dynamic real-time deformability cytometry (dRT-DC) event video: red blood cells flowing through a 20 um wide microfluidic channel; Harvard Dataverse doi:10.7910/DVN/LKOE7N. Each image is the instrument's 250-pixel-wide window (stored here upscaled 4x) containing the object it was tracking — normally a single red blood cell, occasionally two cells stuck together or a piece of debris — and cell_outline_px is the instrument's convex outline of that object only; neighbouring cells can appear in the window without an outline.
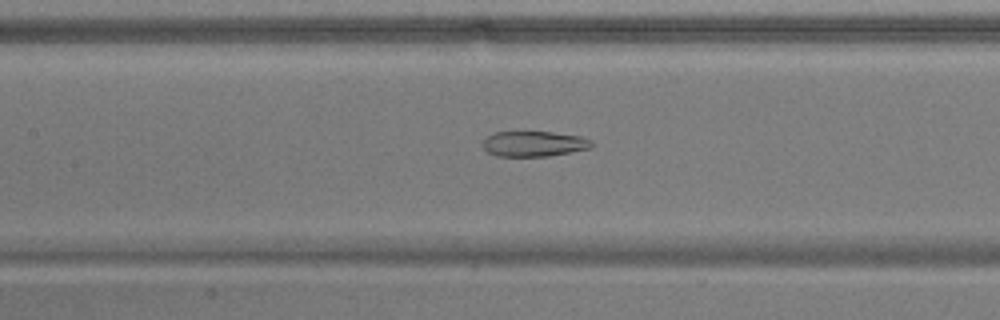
{"species": "common noctule bat (a hibernating species)", "species_latin": "Nyctalus noctula", "temperature_condition": "warm", "stored_images_in_passage": 54, "camera_frame_rate_fps": 3000, "um_per_image_px": 0.085, "animal": {"sex": "male", "body_mass_g": 17.9}, "frame": {"image": 1, "passage_image": 25, "time_ms": 8.0, "image_size_px": [1000, 320], "cell_outline_px": [[592, 148], [548, 156], [496, 156], [488, 152], [484, 148], [484, 140], [488, 136], [496, 132], [552, 132], [580, 136], [592, 140]], "centroid_in_image_um": [45.41, 12.22], "position_along_channel_um": 162.0, "area_um2": 15.95}}
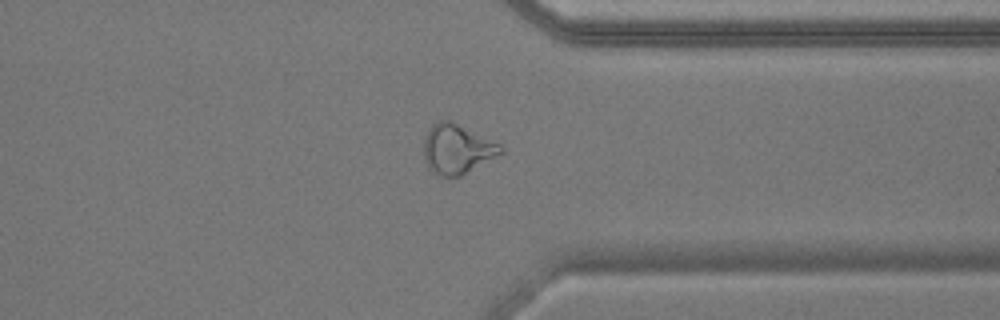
{"frame": {"image": 2, "passage_image": 42, "time_ms": 13.667, "image_size_px": [1000, 320], "cell_outline_px": [[504, 152], [460, 176], [440, 176], [428, 168], [424, 160], [424, 136], [428, 128], [436, 120], [452, 120], [500, 144], [504, 148]], "centroid_in_image_um": [38.82, 12.64], "position_along_channel_um": 372.6, "area_um2": 22.37}}
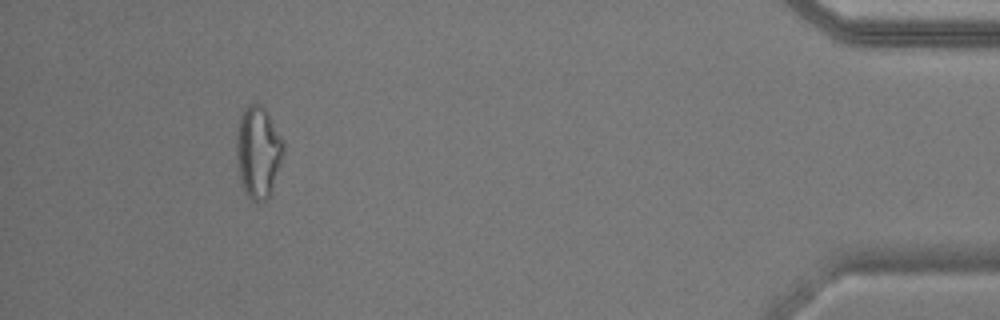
{"frame": {"image": 3, "passage_image": 50, "time_ms": 16.333, "image_size_px": [1000, 320], "cell_outline_px": [[284, 152], [268, 200], [252, 200], [244, 192], [240, 176], [236, 156], [236, 128], [240, 116], [244, 108], [248, 104], [260, 104], [268, 112], [284, 140]], "centroid_in_image_um": [21.94, 12.87], "position_along_channel_um": 413.3, "area_um2": 25.26}, "authors_computed_cell_mechanics": {"area_um2": 22.6865, "velocity_mm_per_s": 3.7584, "shape_relaxation_time_tau1_ms": null, "shape_relaxation_time_tau2_ms": 2.4377, "deformation_change_tau1": null, "deformation_change_tau2": 0.1089}}